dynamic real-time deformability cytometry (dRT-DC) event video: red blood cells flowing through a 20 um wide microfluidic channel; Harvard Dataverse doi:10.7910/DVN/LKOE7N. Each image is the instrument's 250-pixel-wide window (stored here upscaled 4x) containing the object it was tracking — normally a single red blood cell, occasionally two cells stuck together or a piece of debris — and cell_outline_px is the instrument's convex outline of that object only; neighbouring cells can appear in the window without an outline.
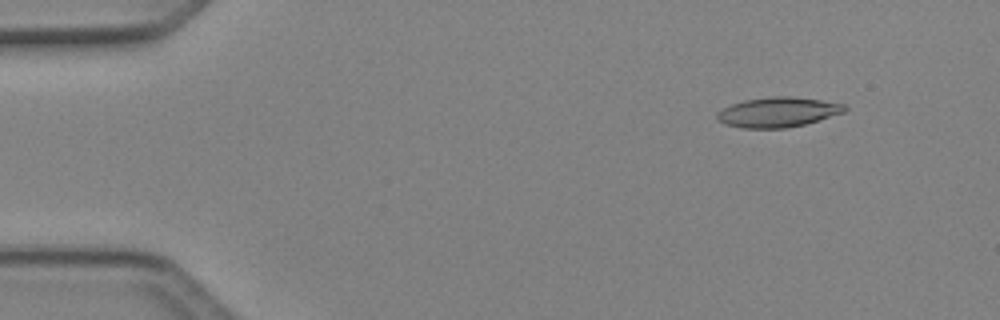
{"species": "Egyptian fruit bat (a non-hibernating species)", "species_latin": "Rousettus aegyptiacus", "temperature_condition": "cold", "stored_images_in_passage": 9, "camera_frame_rate_fps": 3000, "um_per_image_px": 0.085, "animal": {"sex": "female"}, "frame": {"image": 1, "passage_image": 6, "time_ms": 1.667, "image_size_px": [1000, 320], "cell_outline_px": [[848, 108], [844, 112], [804, 124], [784, 128], [744, 128], [728, 124], [716, 120], [716, 112], [732, 104], [744, 100], [772, 96], [792, 96], [820, 100], [844, 104]], "centroid_in_image_um": [66.1, 9.52], "position_along_channel_um": 18.9, "area_um2": 22.02}}